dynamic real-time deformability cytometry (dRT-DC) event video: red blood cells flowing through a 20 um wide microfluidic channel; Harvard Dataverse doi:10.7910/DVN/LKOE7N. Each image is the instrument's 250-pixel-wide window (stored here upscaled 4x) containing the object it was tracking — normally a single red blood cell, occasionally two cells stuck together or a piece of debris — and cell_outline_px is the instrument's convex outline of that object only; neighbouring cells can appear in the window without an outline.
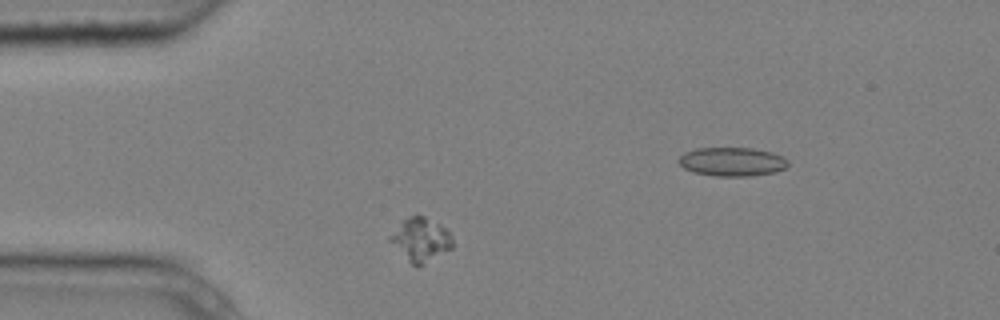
{"species": "common noctule bat (a hibernating species)", "species_latin": "Nyctalus noctula", "temperature_condition": "cold", "stored_images_in_passage": 4, "segment_of_instrument_passage": [1, 2], "camera_frame_rate_fps": 3000, "um_per_image_px": 0.085, "animal": {"sex": "male", "body_mass_g": 20.4}, "frame": {"image": 1, "passage_image": 3, "time_ms": 0.667, "image_size_px": [1000, 320], "cell_outline_px": [[456, 244], [452, 248], [420, 268], [412, 264], [388, 240], [388, 236], [400, 220], [412, 216], [424, 216], [440, 224], [452, 236]], "centroid_in_image_um": [35.77, 20.38], "position_along_channel_um": 49.2, "area_um2": 16.13}}